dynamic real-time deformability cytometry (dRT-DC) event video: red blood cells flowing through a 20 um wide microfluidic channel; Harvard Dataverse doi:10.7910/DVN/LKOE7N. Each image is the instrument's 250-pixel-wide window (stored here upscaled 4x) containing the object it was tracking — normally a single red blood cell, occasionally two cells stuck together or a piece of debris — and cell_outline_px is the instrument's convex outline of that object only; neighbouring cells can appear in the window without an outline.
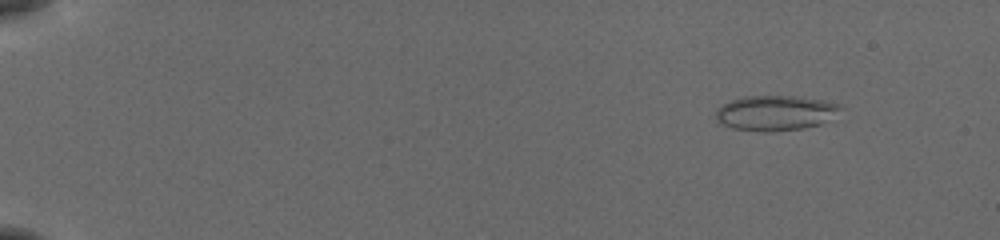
{"species": "common noctule bat (a hibernating species)", "species_latin": "Nyctalus noctula", "temperature_condition": "cold", "stored_images_in_passage": 53, "camera_frame_rate_fps": 3000, "um_per_image_px": 0.085, "animal": {"sex": "female", "body_mass_g": 19.5, "forearm_length_mm": 54.1}, "frame": {"image": 1, "passage_image": 4, "time_ms": 1.0, "image_size_px": [1000, 240], "cell_outline_px": [[844, 108], [820, 124], [804, 128], [768, 132], [764, 132], [732, 128], [720, 124], [716, 120], [716, 108], [732, 100], [744, 96], [796, 96], [824, 100], [840, 104]], "centroid_in_image_um": [65.89, 9.6], "position_along_channel_um": 19.1, "area_um2": 25.55}}
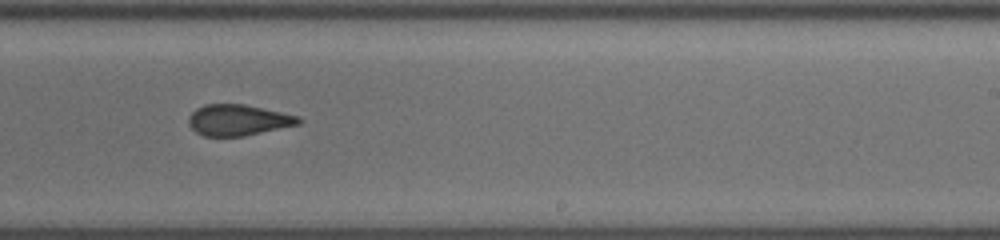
{"frame": {"image": 2, "passage_image": 34, "time_ms": 11.0, "image_size_px": [1000, 240], "cell_outline_px": [[304, 120], [300, 124], [244, 136], [204, 136], [196, 132], [188, 124], [188, 120], [192, 112], [196, 108], [204, 104], [244, 104], [300, 116]], "centroid_in_image_um": [20.26, 10.2], "position_along_channel_um": 268.7, "area_um2": 19.94}}
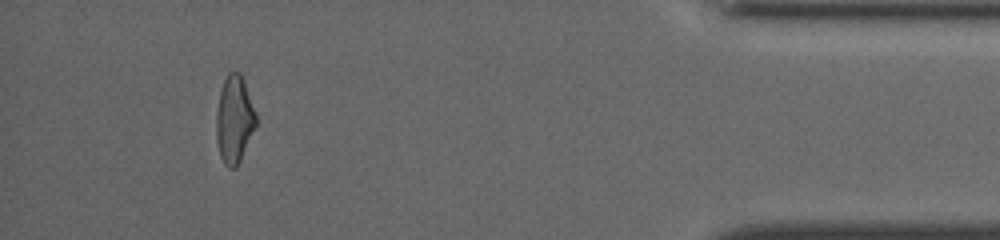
{"frame": {"image": 3, "passage_image": 49, "time_ms": 16.0, "image_size_px": [1000, 240], "cell_outline_px": [[256, 124], [240, 160], [236, 168], [228, 168], [224, 164], [220, 156], [216, 140], [216, 112], [220, 92], [224, 80], [228, 72], [240, 72], [244, 80], [256, 112]], "centroid_in_image_um": [19.9, 10.15], "position_along_channel_um": 415.3, "area_um2": 20.17}, "authors_computed_cell_mechanics": {"area_um2": 21.097, "velocity_mm_per_s": 3.8904, "shape_relaxation_time_tau1_ms": null, "shape_relaxation_time_tau2_ms": 2.1921, "deformation_change_tau1": null, "deformation_change_tau2": 0.0878}}